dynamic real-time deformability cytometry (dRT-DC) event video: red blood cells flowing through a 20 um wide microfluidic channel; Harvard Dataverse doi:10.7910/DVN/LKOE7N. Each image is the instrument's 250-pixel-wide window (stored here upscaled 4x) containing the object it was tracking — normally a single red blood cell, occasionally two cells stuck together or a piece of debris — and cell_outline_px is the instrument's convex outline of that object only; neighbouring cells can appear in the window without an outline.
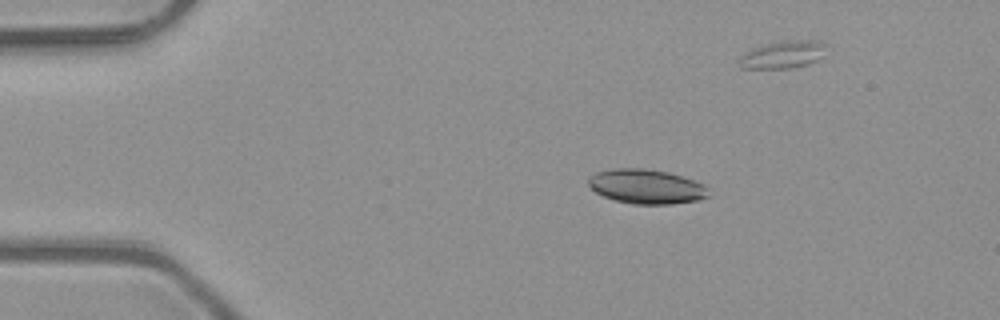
{"species": "common noctule bat (a hibernating species)", "species_latin": "Nyctalus noctula", "temperature_condition": "room temperature", "stored_images_in_passage": 6, "segment_of_instrument_passage": [1, 2], "camera_frame_rate_fps": 3000, "um_per_image_px": 0.085, "animal": {"sex": "male", "body_mass_g": 23.1, "forearm_length_mm": 52.7}, "frame": {"image": 1, "passage_image": 3, "time_ms": 0.667, "image_size_px": [1000, 320], "cell_outline_px": [[712, 196], [700, 200], [672, 204], [632, 204], [616, 200], [604, 196], [596, 192], [588, 184], [588, 176], [596, 172], [612, 168], [644, 168], [668, 172], [704, 184], [708, 188]], "centroid_in_image_um": [54.97, 15.86], "position_along_channel_um": 30.0, "area_um2": 24.33}}